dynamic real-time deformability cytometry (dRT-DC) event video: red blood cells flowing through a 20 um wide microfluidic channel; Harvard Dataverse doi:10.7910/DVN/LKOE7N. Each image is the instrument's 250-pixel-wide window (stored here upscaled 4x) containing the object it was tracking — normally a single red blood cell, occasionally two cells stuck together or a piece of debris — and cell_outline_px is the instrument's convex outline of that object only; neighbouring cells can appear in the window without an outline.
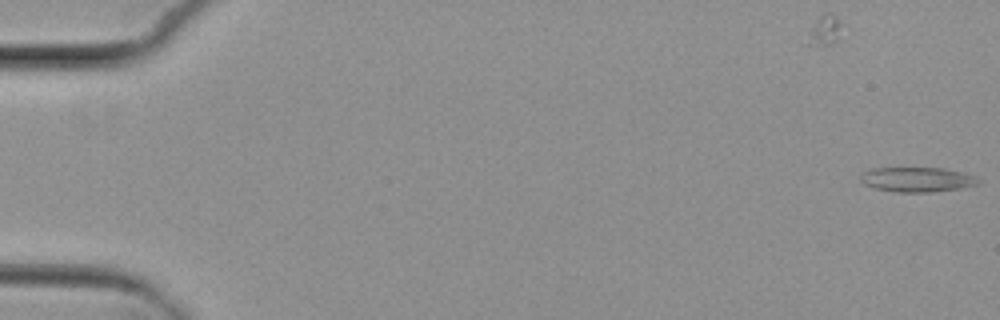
{"species": "common noctule bat (a hibernating species)", "species_latin": "Nyctalus noctula", "temperature_condition": "cold", "stored_images_in_passage": 7, "camera_frame_rate_fps": 3000, "um_per_image_px": 0.085, "animal": {"sex": "female", "body_mass_g": 29.2, "forearm_length_mm": 56.3}, "frame": {"image": 1, "passage_image": 1, "time_ms": 0.0, "image_size_px": [1000, 320], "cell_outline_px": [[980, 184], [960, 188], [932, 192], [896, 192], [876, 188], [864, 184], [860, 180], [860, 176], [864, 172], [872, 168], [944, 168], [976, 176], [980, 180]], "centroid_in_image_um": [77.97, 15.26], "position_along_channel_um": 7.0, "area_um2": 16.94}}
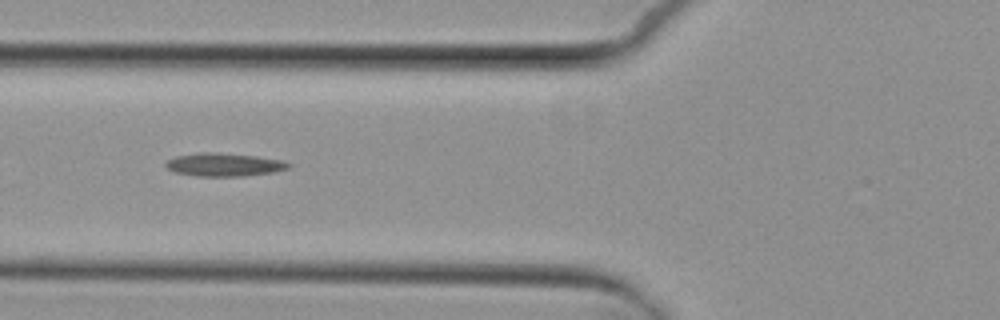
{"frame": {"image": 2, "passage_image": 7, "time_ms": 7.0, "image_size_px": [1000, 320], "cell_outline_px": [[292, 164], [288, 168], [276, 172], [244, 176], [196, 176], [176, 172], [168, 168], [164, 164], [168, 160], [176, 156], [196, 152], [220, 152], [256, 156], [284, 160]], "centroid_in_image_um": [19.08, 13.98], "position_along_channel_um": 106.7, "area_um2": 16.76}}